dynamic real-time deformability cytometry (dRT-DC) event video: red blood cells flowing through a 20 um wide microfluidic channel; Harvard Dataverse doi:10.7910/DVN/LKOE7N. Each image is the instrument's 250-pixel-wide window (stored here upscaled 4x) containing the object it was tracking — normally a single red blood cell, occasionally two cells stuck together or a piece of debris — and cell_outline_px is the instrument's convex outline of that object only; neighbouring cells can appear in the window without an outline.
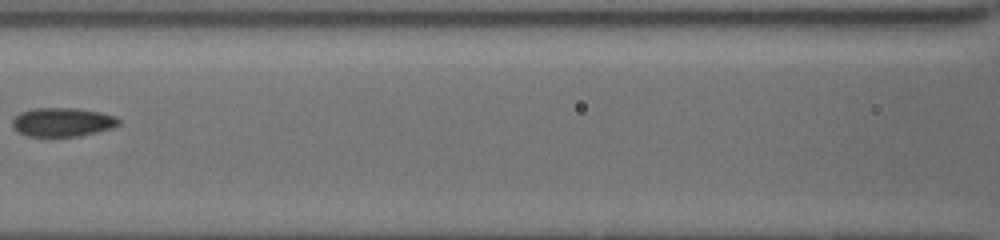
{"species": "common noctule bat (a hibernating species)", "species_latin": "Nyctalus noctula", "temperature_condition": "cold", "stored_images_in_passage": 43, "camera_frame_rate_fps": 3000, "um_per_image_px": 0.085, "animal": {"sex": "female", "body_mass_g": 19.5, "forearm_length_mm": 54.1}, "frame": {"image": 1, "passage_image": 20, "time_ms": 9.667, "image_size_px": [1000, 240], "cell_outline_px": [[120, 124], [112, 128], [80, 136], [52, 140], [28, 136], [16, 132], [12, 128], [12, 120], [20, 112], [32, 108], [76, 108], [100, 112], [116, 116], [120, 120]], "centroid_in_image_um": [5.26, 10.43], "position_along_channel_um": 161.3, "area_um2": 18.79}}
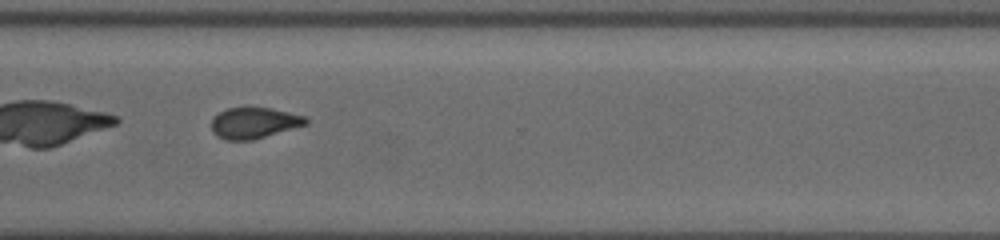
{"frame": {"image": 2, "passage_image": 32, "time_ms": 14.667, "image_size_px": [1000, 240], "cell_outline_px": [[308, 124], [252, 140], [228, 140], [216, 136], [212, 132], [212, 120], [220, 112], [228, 108], [272, 108], [304, 116], [308, 120]], "centroid_in_image_um": [21.6, 10.46], "position_along_channel_um": 349.0, "area_um2": 16.82}}
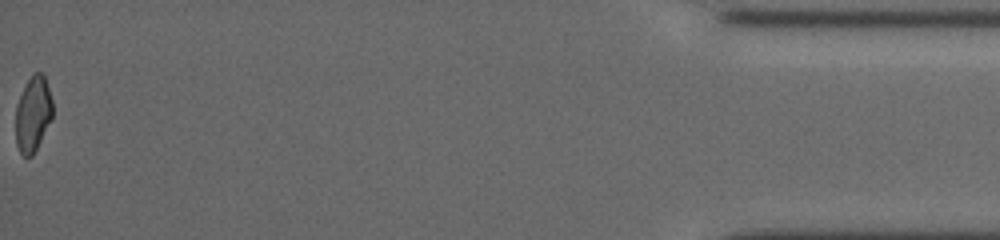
{"frame": {"image": 3, "passage_image": 43, "time_ms": 19.0, "image_size_px": [1000, 240], "cell_outline_px": [[52, 116], [32, 156], [24, 156], [20, 152], [16, 144], [16, 104], [32, 72], [44, 72], [52, 100]], "centroid_in_image_um": [2.8, 9.64], "position_along_channel_um": 432.4, "area_um2": 16.01}, "authors_computed_cell_mechanics": {"area_um2": 18.3226, "velocity_mm_per_s": 3.7525, "shape_relaxation_time_tau1_ms": 7.4344, "shape_relaxation_time_tau2_ms": 2.5634, "deformation_change_tau1": 0.1166, "deformation_change_tau2": 0.0923}}